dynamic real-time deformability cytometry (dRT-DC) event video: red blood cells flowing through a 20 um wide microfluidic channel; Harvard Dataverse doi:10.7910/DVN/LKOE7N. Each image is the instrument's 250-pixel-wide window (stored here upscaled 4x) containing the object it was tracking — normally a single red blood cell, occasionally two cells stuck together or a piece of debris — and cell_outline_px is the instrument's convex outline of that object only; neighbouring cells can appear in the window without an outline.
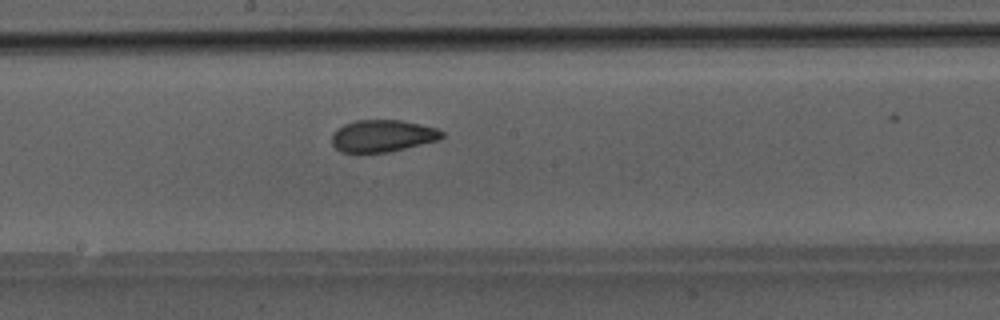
{"species": "Egyptian fruit bat (a non-hibernating species)", "species_latin": "Rousettus aegyptiacus", "temperature_condition": "room temperature", "stored_images_in_passage": 39, "camera_frame_rate_fps": 3000, "um_per_image_px": 0.085, "animal": {"sex": "male"}, "frame": {"image": 1, "passage_image": 27, "time_ms": 8.667, "image_size_px": [1000, 320], "cell_outline_px": [[444, 136], [440, 140], [388, 152], [356, 156], [340, 152], [332, 144], [332, 136], [336, 128], [344, 124], [356, 120], [400, 120], [420, 124], [436, 128], [444, 132]], "centroid_in_image_um": [32.46, 11.59], "position_along_channel_um": 215.7, "area_um2": 21.27}}